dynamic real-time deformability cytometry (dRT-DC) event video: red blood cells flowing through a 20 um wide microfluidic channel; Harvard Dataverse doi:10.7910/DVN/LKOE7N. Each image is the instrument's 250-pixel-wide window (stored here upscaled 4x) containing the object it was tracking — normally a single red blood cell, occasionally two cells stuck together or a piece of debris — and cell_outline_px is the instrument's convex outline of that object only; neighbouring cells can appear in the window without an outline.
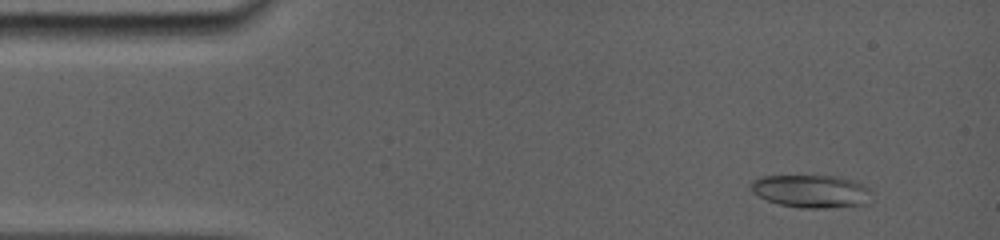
{"species": "common noctule bat (a hibernating species)", "species_latin": "Nyctalus noctula", "temperature_condition": "room temperature", "stored_images_in_passage": 6, "camera_frame_rate_fps": 5000, "um_per_image_px": 0.085, "animal": {"sex": "female", "body_mass_g": 19.0, "forearm_length_mm": 56.7}, "frame": {"image": 1, "passage_image": 2, "time_ms": 0.6, "image_size_px": [1000, 240], "cell_outline_px": [[872, 204], [824, 208], [796, 208], [780, 204], [756, 196], [752, 192], [752, 180], [764, 176], [832, 176], [860, 184], [864, 188], [872, 200]], "centroid_in_image_um": [68.9, 16.28], "position_along_channel_um": 16.1, "area_um2": 22.72}}
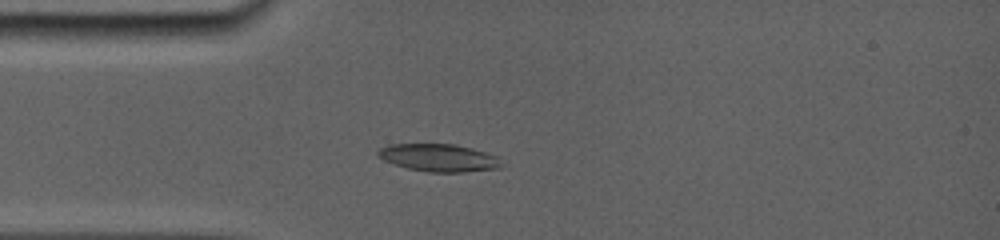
{"frame": {"image": 2, "passage_image": 5, "time_ms": 3.4, "image_size_px": [1000, 240], "cell_outline_px": [[500, 168], [464, 172], [428, 172], [408, 168], [384, 160], [376, 152], [380, 148], [392, 144], [452, 144], [468, 148], [496, 156], [500, 164]], "centroid_in_image_um": [37.26, 13.41], "position_along_channel_um": 47.7, "area_um2": 19.31}}